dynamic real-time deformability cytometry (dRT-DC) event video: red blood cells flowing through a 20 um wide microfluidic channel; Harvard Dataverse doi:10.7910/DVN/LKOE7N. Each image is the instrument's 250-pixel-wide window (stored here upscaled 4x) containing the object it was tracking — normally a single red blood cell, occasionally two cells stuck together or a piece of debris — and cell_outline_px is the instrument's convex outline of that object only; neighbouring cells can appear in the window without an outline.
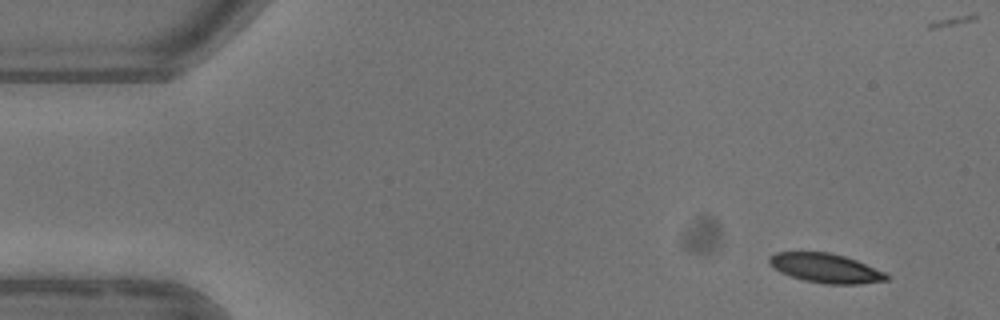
{"species": "common noctule bat (a hibernating species)", "species_latin": "Nyctalus noctula", "temperature_condition": "warm", "stored_images_in_passage": 5, "segment_of_instrument_passage": [1, 2], "camera_frame_rate_fps": 3000, "um_per_image_px": 0.085, "animal": {"sex": "female"}, "frame": {"image": 1, "passage_image": 1, "time_ms": 0.0, "image_size_px": [1000, 320], "cell_outline_px": [[888, 280], [860, 284], [824, 284], [804, 280], [780, 272], [772, 268], [768, 264], [768, 256], [776, 252], [828, 252], [844, 256], [856, 260], [884, 272], [888, 276]], "centroid_in_image_um": [70.13, 22.79], "position_along_channel_um": 14.9, "area_um2": 20.0}}